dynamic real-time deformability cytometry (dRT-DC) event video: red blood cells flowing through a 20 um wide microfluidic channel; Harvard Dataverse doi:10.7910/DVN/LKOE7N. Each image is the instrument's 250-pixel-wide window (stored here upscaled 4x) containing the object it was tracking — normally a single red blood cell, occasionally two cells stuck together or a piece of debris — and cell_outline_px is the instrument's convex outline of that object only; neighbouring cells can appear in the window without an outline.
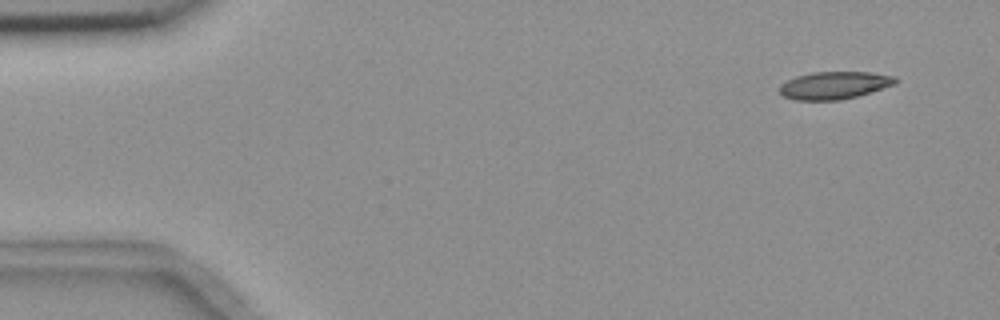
{"species": "common noctule bat (a hibernating species)", "species_latin": "Nyctalus noctula", "temperature_condition": "room temperature", "stored_images_in_passage": 4, "segment_of_instrument_passage": [2, 2], "camera_frame_rate_fps": 3000, "um_per_image_px": 0.085, "animal": {"sex": "female", "body_mass_g": 18.4}, "frame": {"image": 1, "passage_image": 4, "time_ms": 4.333, "image_size_px": [1000, 320], "cell_outline_px": [[900, 80], [896, 84], [856, 96], [840, 100], [796, 100], [784, 96], [780, 92], [780, 84], [796, 76], [812, 72], [868, 72], [896, 76]], "centroid_in_image_um": [70.94, 7.24], "position_along_channel_um": 14.1, "area_um2": 18.55}}